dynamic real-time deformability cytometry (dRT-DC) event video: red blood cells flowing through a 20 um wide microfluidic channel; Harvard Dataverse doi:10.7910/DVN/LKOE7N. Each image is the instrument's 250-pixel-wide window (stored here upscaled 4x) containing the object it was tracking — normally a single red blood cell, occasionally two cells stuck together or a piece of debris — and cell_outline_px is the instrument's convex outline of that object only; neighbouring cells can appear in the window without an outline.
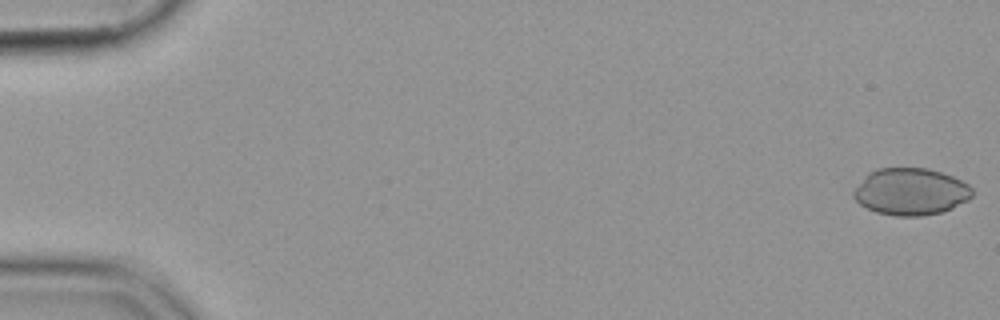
{"species": "common noctule bat (a hibernating species)", "species_latin": "Nyctalus noctula", "temperature_condition": "cold", "stored_images_in_passage": 13, "camera_frame_rate_fps": 3000, "um_per_image_px": 0.085, "animal": {"sex": "female", "body_mass_g": 19.9}, "frame": {"image": 1, "passage_image": 1, "time_ms": 0.0, "image_size_px": [1000, 320], "cell_outline_px": [[972, 196], [968, 200], [952, 208], [940, 212], [920, 216], [896, 216], [876, 212], [860, 204], [852, 196], [852, 192], [864, 176], [868, 172], [876, 168], [928, 168], [952, 176], [968, 184], [972, 188]], "centroid_in_image_um": [77.39, 16.28], "position_along_channel_um": 7.6, "area_um2": 32.48}}